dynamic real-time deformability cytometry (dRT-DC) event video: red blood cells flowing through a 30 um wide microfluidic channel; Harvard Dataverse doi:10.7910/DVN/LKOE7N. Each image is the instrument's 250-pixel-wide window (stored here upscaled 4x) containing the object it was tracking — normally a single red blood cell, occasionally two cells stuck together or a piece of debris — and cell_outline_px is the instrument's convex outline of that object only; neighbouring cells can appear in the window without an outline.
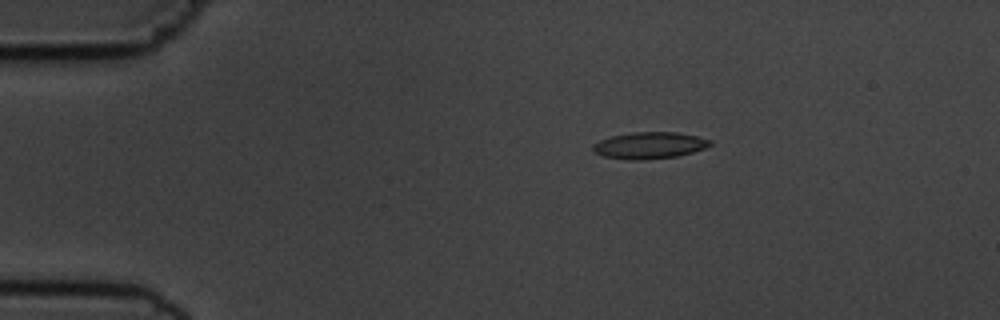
{"species": "common noctule bat (a hibernating species)", "species_latin": "Nyctalus noctula", "temperature_condition": "cold", "stored_images_in_passage": 2, "camera_frame_rate_fps": 3000, "um_per_image_px": 0.085, "animal": {"sex": "male", "body_mass_g": 19.5, "forearm_length_mm": 54.6}, "frame": {"image": 1, "passage_image": 1, "time_ms": 0.0, "image_size_px": [1000, 320], "cell_outline_px": [[712, 144], [704, 148], [692, 152], [676, 156], [640, 160], [632, 160], [604, 156], [592, 152], [592, 144], [600, 140], [612, 136], [632, 132], [676, 132], [696, 136], [712, 140]], "centroid_in_image_um": [55.18, 12.35], "position_along_channel_um": 29.8, "area_um2": 18.09}}